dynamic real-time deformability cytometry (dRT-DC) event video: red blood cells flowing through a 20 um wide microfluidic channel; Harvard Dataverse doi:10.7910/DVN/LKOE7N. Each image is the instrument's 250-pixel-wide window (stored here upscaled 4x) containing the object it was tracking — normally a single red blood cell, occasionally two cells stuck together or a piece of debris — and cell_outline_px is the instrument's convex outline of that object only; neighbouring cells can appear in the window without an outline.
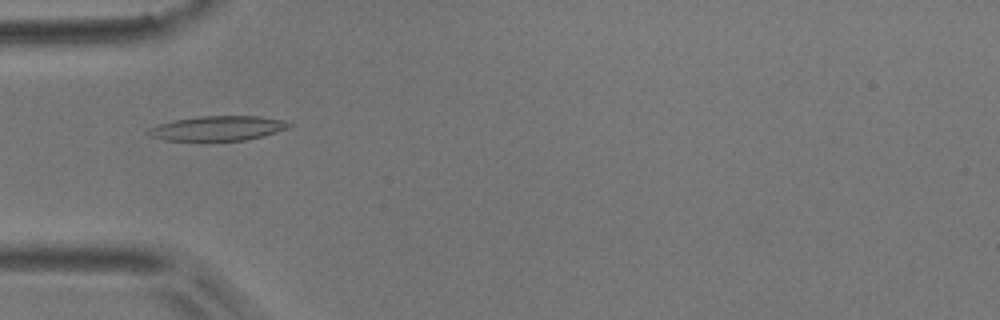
{"species": "common noctule bat (a hibernating species)", "species_latin": "Nyctalus noctula", "temperature_condition": "room temperature", "stored_images_in_passage": 37, "camera_frame_rate_fps": 3000, "um_per_image_px": 0.085, "animal": {"sex": "male", "body_mass_g": 17.9}, "frame": {"image": 1, "passage_image": 1, "time_ms": 0.0, "image_size_px": [1000, 320], "cell_outline_px": [[292, 124], [288, 128], [264, 136], [244, 140], [164, 140], [152, 136], [148, 132], [148, 128], [160, 124], [176, 120], [200, 116], [260, 116], [284, 120]], "centroid_in_image_um": [18.56, 10.9], "position_along_channel_um": 66.4, "area_um2": 19.94}}
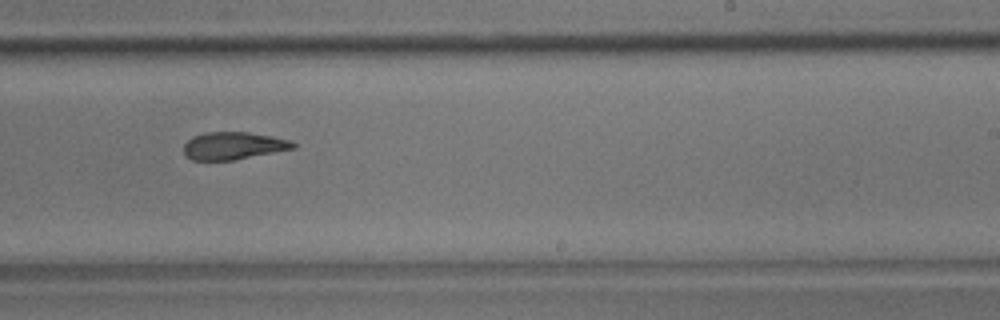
{"frame": {"image": 2, "passage_image": 17, "time_ms": 5.333, "image_size_px": [1000, 320], "cell_outline_px": [[296, 148], [232, 160], [192, 160], [184, 156], [184, 144], [192, 136], [204, 132], [248, 132], [272, 136], [292, 140], [296, 144]], "centroid_in_image_um": [19.82, 12.38], "position_along_channel_um": 269.2, "area_um2": 17.63}}
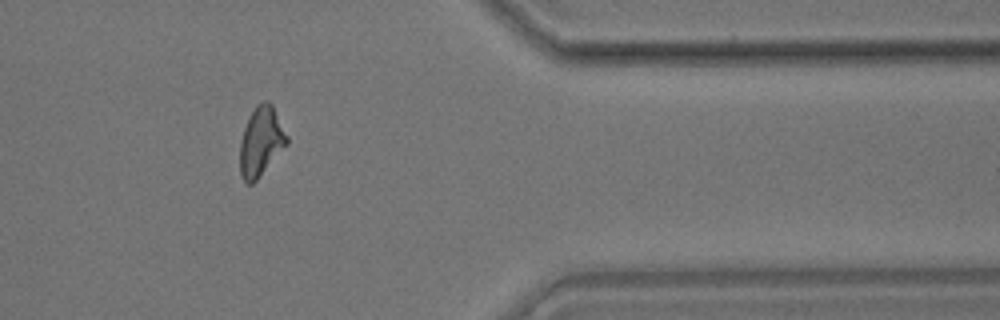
{"frame": {"image": 3, "passage_image": 28, "time_ms": 9.0, "image_size_px": [1000, 320], "cell_outline_px": [[288, 144], [256, 180], [252, 184], [248, 184], [244, 180], [240, 172], [240, 140], [244, 128], [256, 104], [264, 100], [268, 100], [272, 104], [288, 136]], "centroid_in_image_um": [22.19, 12.01], "position_along_channel_um": 389.2, "area_um2": 18.84}, "authors_computed_cell_mechanics": {"area_um2": 18.3804, "velocity_mm_per_s": 3.804, "shape_relaxation_time_tau1_ms": 5.5839, "shape_relaxation_time_tau2_ms": 3.9902, "deformation_change_tau1": 0.1697, "deformation_change_tau2": 0.1282}}